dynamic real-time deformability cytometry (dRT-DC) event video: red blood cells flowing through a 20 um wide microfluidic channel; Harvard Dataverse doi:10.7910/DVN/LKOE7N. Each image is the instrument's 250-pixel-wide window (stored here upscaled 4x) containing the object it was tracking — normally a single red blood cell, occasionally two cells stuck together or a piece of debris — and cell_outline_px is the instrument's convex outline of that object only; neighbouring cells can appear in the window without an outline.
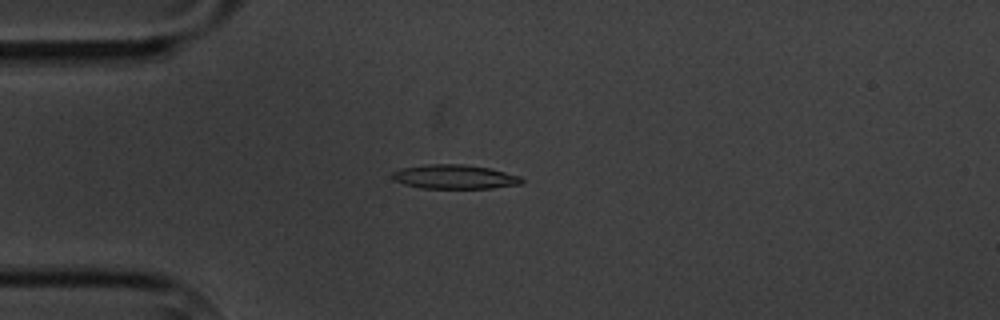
{"species": "common noctule bat (a hibernating species)", "species_latin": "Nyctalus noctula", "temperature_condition": "cold", "stored_images_in_passage": 14, "camera_frame_rate_fps": 3000, "um_per_image_px": 0.085, "animal": {"sex": "male", "body_mass_g": 20.1, "forearm_length_mm": 53.5}, "frame": {"image": 1, "passage_image": 3, "time_ms": 3.0, "image_size_px": [1000, 320], "cell_outline_px": [[524, 180], [520, 184], [492, 188], [420, 188], [404, 184], [392, 180], [392, 172], [400, 168], [428, 164], [464, 164], [488, 168], [520, 176]], "centroid_in_image_um": [38.59, 15.03], "position_along_channel_um": 46.4, "area_um2": 18.21}}
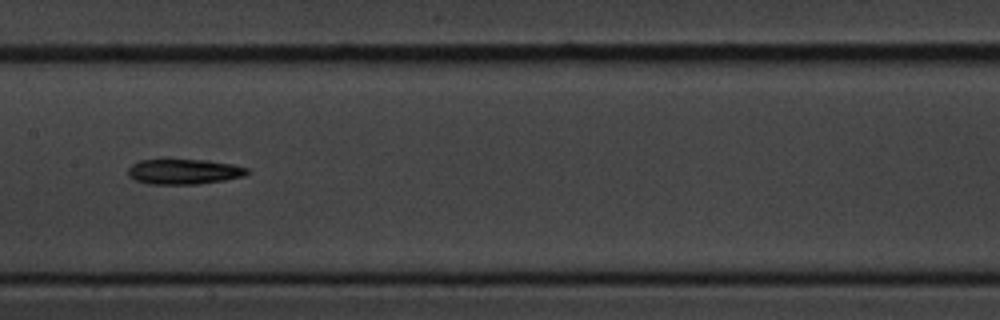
{"frame": {"image": 2, "passage_image": 7, "time_ms": 7.667, "image_size_px": [1000, 320], "cell_outline_px": [[248, 172], [244, 176], [224, 180], [196, 184], [148, 184], [136, 180], [128, 176], [128, 168], [132, 164], [140, 160], [208, 160], [232, 164], [248, 168]], "centroid_in_image_um": [15.62, 14.59], "position_along_channel_um": 191.8, "area_um2": 17.4}}
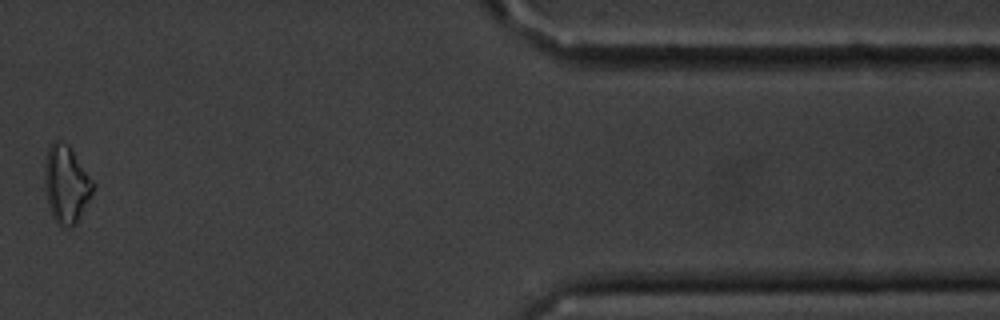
{"frame": {"image": 3, "passage_image": 13, "time_ms": 15.333, "image_size_px": [1000, 320], "cell_outline_px": [[96, 184], [76, 224], [72, 228], [60, 228], [56, 224], [52, 216], [48, 204], [44, 184], [44, 168], [48, 148], [52, 140], [60, 140], [68, 144]], "centroid_in_image_um": [5.61, 15.68], "position_along_channel_um": 405.8, "area_um2": 22.14}, "authors_computed_cell_mechanics": {"area_um2": 17.1377, "velocity_mm_per_s": 3.4267, "shape_relaxation_time_tau1_ms": 9.5329, "shape_relaxation_time_tau2_ms": null, "deformation_change_tau1": 0.2258, "deformation_change_tau2": null}}